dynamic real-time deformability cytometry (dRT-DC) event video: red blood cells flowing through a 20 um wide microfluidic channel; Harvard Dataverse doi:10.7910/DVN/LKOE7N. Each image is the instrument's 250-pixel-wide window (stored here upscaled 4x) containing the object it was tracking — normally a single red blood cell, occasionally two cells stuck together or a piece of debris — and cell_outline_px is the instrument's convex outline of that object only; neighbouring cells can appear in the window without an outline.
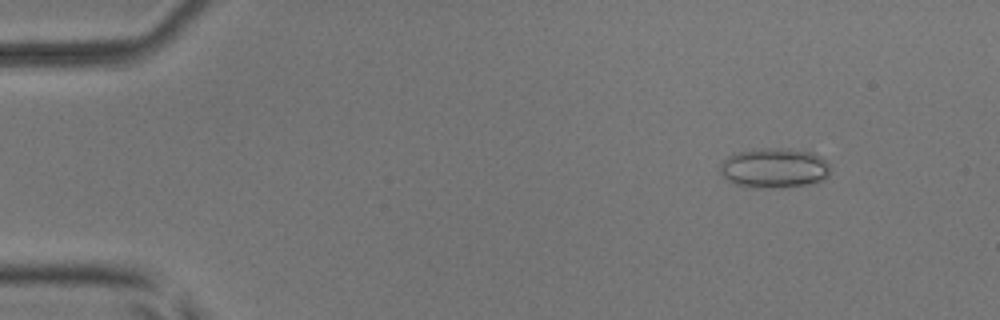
{"species": "common noctule bat (a hibernating species)", "species_latin": "Nyctalus noctula", "temperature_condition": "room temperature", "stored_images_in_passage": 4, "camera_frame_rate_fps": 3000, "um_per_image_px": 0.085, "animal": {"sex": "male", "body_mass_g": 17.9, "forearm_length_mm": 54.2}, "frame": {"image": 1, "passage_image": 1, "time_ms": 0.0, "image_size_px": [1000, 320], "cell_outline_px": [[828, 176], [824, 180], [816, 184], [772, 188], [752, 188], [732, 184], [720, 172], [720, 164], [728, 156], [736, 152], [764, 148], [788, 148], [812, 152], [820, 156], [828, 164]], "centroid_in_image_um": [65.81, 14.3], "position_along_channel_um": 19.2, "area_um2": 25.95}}